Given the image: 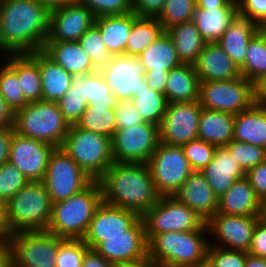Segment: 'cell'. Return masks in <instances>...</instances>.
Returning a JSON list of instances; mask_svg holds the SVG:
<instances>
[{
	"label": "cell",
	"instance_id": "14",
	"mask_svg": "<svg viewBox=\"0 0 266 267\" xmlns=\"http://www.w3.org/2000/svg\"><path fill=\"white\" fill-rule=\"evenodd\" d=\"M201 110L199 100L168 103L159 126L160 142L170 146H182L198 139Z\"/></svg>",
	"mask_w": 266,
	"mask_h": 267
},
{
	"label": "cell",
	"instance_id": "48",
	"mask_svg": "<svg viewBox=\"0 0 266 267\" xmlns=\"http://www.w3.org/2000/svg\"><path fill=\"white\" fill-rule=\"evenodd\" d=\"M193 171L203 170L213 159L217 146L200 139L181 146Z\"/></svg>",
	"mask_w": 266,
	"mask_h": 267
},
{
	"label": "cell",
	"instance_id": "15",
	"mask_svg": "<svg viewBox=\"0 0 266 267\" xmlns=\"http://www.w3.org/2000/svg\"><path fill=\"white\" fill-rule=\"evenodd\" d=\"M261 216H235L216 212L207 222L209 245L248 252ZM216 241H215V240ZM214 240V243H211Z\"/></svg>",
	"mask_w": 266,
	"mask_h": 267
},
{
	"label": "cell",
	"instance_id": "23",
	"mask_svg": "<svg viewBox=\"0 0 266 267\" xmlns=\"http://www.w3.org/2000/svg\"><path fill=\"white\" fill-rule=\"evenodd\" d=\"M201 172L218 198L224 195L236 180L246 176V172L224 146L216 148L213 159Z\"/></svg>",
	"mask_w": 266,
	"mask_h": 267
},
{
	"label": "cell",
	"instance_id": "60",
	"mask_svg": "<svg viewBox=\"0 0 266 267\" xmlns=\"http://www.w3.org/2000/svg\"><path fill=\"white\" fill-rule=\"evenodd\" d=\"M0 267H13L12 250L8 237L0 238Z\"/></svg>",
	"mask_w": 266,
	"mask_h": 267
},
{
	"label": "cell",
	"instance_id": "30",
	"mask_svg": "<svg viewBox=\"0 0 266 267\" xmlns=\"http://www.w3.org/2000/svg\"><path fill=\"white\" fill-rule=\"evenodd\" d=\"M200 80L194 65L181 64L169 71L165 97L168 103L199 100Z\"/></svg>",
	"mask_w": 266,
	"mask_h": 267
},
{
	"label": "cell",
	"instance_id": "25",
	"mask_svg": "<svg viewBox=\"0 0 266 267\" xmlns=\"http://www.w3.org/2000/svg\"><path fill=\"white\" fill-rule=\"evenodd\" d=\"M39 67L42 100L58 102L68 91L72 75L50 59L42 50L28 54Z\"/></svg>",
	"mask_w": 266,
	"mask_h": 267
},
{
	"label": "cell",
	"instance_id": "18",
	"mask_svg": "<svg viewBox=\"0 0 266 267\" xmlns=\"http://www.w3.org/2000/svg\"><path fill=\"white\" fill-rule=\"evenodd\" d=\"M55 147L14 132L10 145L9 162L14 164L29 181H42Z\"/></svg>",
	"mask_w": 266,
	"mask_h": 267
},
{
	"label": "cell",
	"instance_id": "49",
	"mask_svg": "<svg viewBox=\"0 0 266 267\" xmlns=\"http://www.w3.org/2000/svg\"><path fill=\"white\" fill-rule=\"evenodd\" d=\"M86 6L95 18L102 16L124 15L133 12L131 0H77Z\"/></svg>",
	"mask_w": 266,
	"mask_h": 267
},
{
	"label": "cell",
	"instance_id": "17",
	"mask_svg": "<svg viewBox=\"0 0 266 267\" xmlns=\"http://www.w3.org/2000/svg\"><path fill=\"white\" fill-rule=\"evenodd\" d=\"M94 22L92 12L78 1L52 8L46 41H78Z\"/></svg>",
	"mask_w": 266,
	"mask_h": 267
},
{
	"label": "cell",
	"instance_id": "61",
	"mask_svg": "<svg viewBox=\"0 0 266 267\" xmlns=\"http://www.w3.org/2000/svg\"><path fill=\"white\" fill-rule=\"evenodd\" d=\"M255 103L266 106V76L255 84Z\"/></svg>",
	"mask_w": 266,
	"mask_h": 267
},
{
	"label": "cell",
	"instance_id": "34",
	"mask_svg": "<svg viewBox=\"0 0 266 267\" xmlns=\"http://www.w3.org/2000/svg\"><path fill=\"white\" fill-rule=\"evenodd\" d=\"M173 41L177 56L183 64L194 65L206 41L193 20L172 26L166 30Z\"/></svg>",
	"mask_w": 266,
	"mask_h": 267
},
{
	"label": "cell",
	"instance_id": "33",
	"mask_svg": "<svg viewBox=\"0 0 266 267\" xmlns=\"http://www.w3.org/2000/svg\"><path fill=\"white\" fill-rule=\"evenodd\" d=\"M4 57L2 61L16 72L25 99L29 103L41 101L42 82L38 64L28 54H6Z\"/></svg>",
	"mask_w": 266,
	"mask_h": 267
},
{
	"label": "cell",
	"instance_id": "41",
	"mask_svg": "<svg viewBox=\"0 0 266 267\" xmlns=\"http://www.w3.org/2000/svg\"><path fill=\"white\" fill-rule=\"evenodd\" d=\"M76 126L112 139L116 132L115 110L105 108L94 109L88 105Z\"/></svg>",
	"mask_w": 266,
	"mask_h": 267
},
{
	"label": "cell",
	"instance_id": "12",
	"mask_svg": "<svg viewBox=\"0 0 266 267\" xmlns=\"http://www.w3.org/2000/svg\"><path fill=\"white\" fill-rule=\"evenodd\" d=\"M147 164L160 196H173L193 172L181 146H170L162 142Z\"/></svg>",
	"mask_w": 266,
	"mask_h": 267
},
{
	"label": "cell",
	"instance_id": "20",
	"mask_svg": "<svg viewBox=\"0 0 266 267\" xmlns=\"http://www.w3.org/2000/svg\"><path fill=\"white\" fill-rule=\"evenodd\" d=\"M118 101L131 100L143 85L144 67L138 57L114 55L113 61L101 71Z\"/></svg>",
	"mask_w": 266,
	"mask_h": 267
},
{
	"label": "cell",
	"instance_id": "13",
	"mask_svg": "<svg viewBox=\"0 0 266 267\" xmlns=\"http://www.w3.org/2000/svg\"><path fill=\"white\" fill-rule=\"evenodd\" d=\"M159 143V126L149 122L116 130L111 139L114 162L147 163Z\"/></svg>",
	"mask_w": 266,
	"mask_h": 267
},
{
	"label": "cell",
	"instance_id": "27",
	"mask_svg": "<svg viewBox=\"0 0 266 267\" xmlns=\"http://www.w3.org/2000/svg\"><path fill=\"white\" fill-rule=\"evenodd\" d=\"M260 29L250 19L238 15L217 41L239 69L244 65L250 39Z\"/></svg>",
	"mask_w": 266,
	"mask_h": 267
},
{
	"label": "cell",
	"instance_id": "8",
	"mask_svg": "<svg viewBox=\"0 0 266 267\" xmlns=\"http://www.w3.org/2000/svg\"><path fill=\"white\" fill-rule=\"evenodd\" d=\"M42 181L51 202L56 203L80 193L94 179L81 169L63 149L55 148L50 154Z\"/></svg>",
	"mask_w": 266,
	"mask_h": 267
},
{
	"label": "cell",
	"instance_id": "68",
	"mask_svg": "<svg viewBox=\"0 0 266 267\" xmlns=\"http://www.w3.org/2000/svg\"><path fill=\"white\" fill-rule=\"evenodd\" d=\"M192 267H214L212 262L206 257L204 260L198 262L196 265Z\"/></svg>",
	"mask_w": 266,
	"mask_h": 267
},
{
	"label": "cell",
	"instance_id": "28",
	"mask_svg": "<svg viewBox=\"0 0 266 267\" xmlns=\"http://www.w3.org/2000/svg\"><path fill=\"white\" fill-rule=\"evenodd\" d=\"M233 140L266 150V106L254 103L249 109L235 114Z\"/></svg>",
	"mask_w": 266,
	"mask_h": 267
},
{
	"label": "cell",
	"instance_id": "58",
	"mask_svg": "<svg viewBox=\"0 0 266 267\" xmlns=\"http://www.w3.org/2000/svg\"><path fill=\"white\" fill-rule=\"evenodd\" d=\"M82 267H113V264L103 258L95 249H88L82 261Z\"/></svg>",
	"mask_w": 266,
	"mask_h": 267
},
{
	"label": "cell",
	"instance_id": "56",
	"mask_svg": "<svg viewBox=\"0 0 266 267\" xmlns=\"http://www.w3.org/2000/svg\"><path fill=\"white\" fill-rule=\"evenodd\" d=\"M169 71H145L148 87L165 96V86Z\"/></svg>",
	"mask_w": 266,
	"mask_h": 267
},
{
	"label": "cell",
	"instance_id": "4",
	"mask_svg": "<svg viewBox=\"0 0 266 267\" xmlns=\"http://www.w3.org/2000/svg\"><path fill=\"white\" fill-rule=\"evenodd\" d=\"M52 202L43 181H29L4 204L8 235L21 231L47 230Z\"/></svg>",
	"mask_w": 266,
	"mask_h": 267
},
{
	"label": "cell",
	"instance_id": "67",
	"mask_svg": "<svg viewBox=\"0 0 266 267\" xmlns=\"http://www.w3.org/2000/svg\"><path fill=\"white\" fill-rule=\"evenodd\" d=\"M225 1L227 5H230L239 11L245 4L246 0H225Z\"/></svg>",
	"mask_w": 266,
	"mask_h": 267
},
{
	"label": "cell",
	"instance_id": "32",
	"mask_svg": "<svg viewBox=\"0 0 266 267\" xmlns=\"http://www.w3.org/2000/svg\"><path fill=\"white\" fill-rule=\"evenodd\" d=\"M137 18L134 12L95 18L94 24L100 30L107 51L113 55L125 54L132 24Z\"/></svg>",
	"mask_w": 266,
	"mask_h": 267
},
{
	"label": "cell",
	"instance_id": "22",
	"mask_svg": "<svg viewBox=\"0 0 266 267\" xmlns=\"http://www.w3.org/2000/svg\"><path fill=\"white\" fill-rule=\"evenodd\" d=\"M194 67L200 82L224 81L242 76L240 69L218 42H206Z\"/></svg>",
	"mask_w": 266,
	"mask_h": 267
},
{
	"label": "cell",
	"instance_id": "59",
	"mask_svg": "<svg viewBox=\"0 0 266 267\" xmlns=\"http://www.w3.org/2000/svg\"><path fill=\"white\" fill-rule=\"evenodd\" d=\"M14 112L0 95V127H13Z\"/></svg>",
	"mask_w": 266,
	"mask_h": 267
},
{
	"label": "cell",
	"instance_id": "16",
	"mask_svg": "<svg viewBox=\"0 0 266 267\" xmlns=\"http://www.w3.org/2000/svg\"><path fill=\"white\" fill-rule=\"evenodd\" d=\"M95 250L112 264L134 262L148 257L145 224L140 217L123 235L106 236Z\"/></svg>",
	"mask_w": 266,
	"mask_h": 267
},
{
	"label": "cell",
	"instance_id": "2",
	"mask_svg": "<svg viewBox=\"0 0 266 267\" xmlns=\"http://www.w3.org/2000/svg\"><path fill=\"white\" fill-rule=\"evenodd\" d=\"M103 201L142 217L161 197L147 163L114 162L98 179Z\"/></svg>",
	"mask_w": 266,
	"mask_h": 267
},
{
	"label": "cell",
	"instance_id": "53",
	"mask_svg": "<svg viewBox=\"0 0 266 267\" xmlns=\"http://www.w3.org/2000/svg\"><path fill=\"white\" fill-rule=\"evenodd\" d=\"M245 177L263 203L266 200V160L249 169Z\"/></svg>",
	"mask_w": 266,
	"mask_h": 267
},
{
	"label": "cell",
	"instance_id": "7",
	"mask_svg": "<svg viewBox=\"0 0 266 267\" xmlns=\"http://www.w3.org/2000/svg\"><path fill=\"white\" fill-rule=\"evenodd\" d=\"M60 148L94 180H98L114 163L111 139L76 125L70 126Z\"/></svg>",
	"mask_w": 266,
	"mask_h": 267
},
{
	"label": "cell",
	"instance_id": "65",
	"mask_svg": "<svg viewBox=\"0 0 266 267\" xmlns=\"http://www.w3.org/2000/svg\"><path fill=\"white\" fill-rule=\"evenodd\" d=\"M36 1L40 2L41 4H44L49 9H52L61 5L76 2L77 0H36Z\"/></svg>",
	"mask_w": 266,
	"mask_h": 267
},
{
	"label": "cell",
	"instance_id": "3",
	"mask_svg": "<svg viewBox=\"0 0 266 267\" xmlns=\"http://www.w3.org/2000/svg\"><path fill=\"white\" fill-rule=\"evenodd\" d=\"M208 227L199 230L164 232L148 242V257L160 266L192 267L207 257Z\"/></svg>",
	"mask_w": 266,
	"mask_h": 267
},
{
	"label": "cell",
	"instance_id": "47",
	"mask_svg": "<svg viewBox=\"0 0 266 267\" xmlns=\"http://www.w3.org/2000/svg\"><path fill=\"white\" fill-rule=\"evenodd\" d=\"M88 245L82 239H62L55 259L56 267H82Z\"/></svg>",
	"mask_w": 266,
	"mask_h": 267
},
{
	"label": "cell",
	"instance_id": "69",
	"mask_svg": "<svg viewBox=\"0 0 266 267\" xmlns=\"http://www.w3.org/2000/svg\"><path fill=\"white\" fill-rule=\"evenodd\" d=\"M261 217L266 220V200L262 203V214Z\"/></svg>",
	"mask_w": 266,
	"mask_h": 267
},
{
	"label": "cell",
	"instance_id": "62",
	"mask_svg": "<svg viewBox=\"0 0 266 267\" xmlns=\"http://www.w3.org/2000/svg\"><path fill=\"white\" fill-rule=\"evenodd\" d=\"M157 266L158 264L149 257L134 262L113 264V267H157Z\"/></svg>",
	"mask_w": 266,
	"mask_h": 267
},
{
	"label": "cell",
	"instance_id": "31",
	"mask_svg": "<svg viewBox=\"0 0 266 267\" xmlns=\"http://www.w3.org/2000/svg\"><path fill=\"white\" fill-rule=\"evenodd\" d=\"M238 15L234 7H196L193 21L206 42H217Z\"/></svg>",
	"mask_w": 266,
	"mask_h": 267
},
{
	"label": "cell",
	"instance_id": "52",
	"mask_svg": "<svg viewBox=\"0 0 266 267\" xmlns=\"http://www.w3.org/2000/svg\"><path fill=\"white\" fill-rule=\"evenodd\" d=\"M239 16L250 19L260 28H266V0H246Z\"/></svg>",
	"mask_w": 266,
	"mask_h": 267
},
{
	"label": "cell",
	"instance_id": "44",
	"mask_svg": "<svg viewBox=\"0 0 266 267\" xmlns=\"http://www.w3.org/2000/svg\"><path fill=\"white\" fill-rule=\"evenodd\" d=\"M196 0H166L157 17L165 31L172 26L193 20Z\"/></svg>",
	"mask_w": 266,
	"mask_h": 267
},
{
	"label": "cell",
	"instance_id": "45",
	"mask_svg": "<svg viewBox=\"0 0 266 267\" xmlns=\"http://www.w3.org/2000/svg\"><path fill=\"white\" fill-rule=\"evenodd\" d=\"M224 147L245 172L266 160V150L259 146L232 140Z\"/></svg>",
	"mask_w": 266,
	"mask_h": 267
},
{
	"label": "cell",
	"instance_id": "64",
	"mask_svg": "<svg viewBox=\"0 0 266 267\" xmlns=\"http://www.w3.org/2000/svg\"><path fill=\"white\" fill-rule=\"evenodd\" d=\"M196 7H232L225 0H196Z\"/></svg>",
	"mask_w": 266,
	"mask_h": 267
},
{
	"label": "cell",
	"instance_id": "24",
	"mask_svg": "<svg viewBox=\"0 0 266 267\" xmlns=\"http://www.w3.org/2000/svg\"><path fill=\"white\" fill-rule=\"evenodd\" d=\"M218 213L261 216L262 202L246 177L236 180L226 193L218 198Z\"/></svg>",
	"mask_w": 266,
	"mask_h": 267
},
{
	"label": "cell",
	"instance_id": "40",
	"mask_svg": "<svg viewBox=\"0 0 266 267\" xmlns=\"http://www.w3.org/2000/svg\"><path fill=\"white\" fill-rule=\"evenodd\" d=\"M83 83L84 74L72 75L70 88L57 102L61 113L64 115V118L70 126L77 124L88 106V103L82 96L81 92V86Z\"/></svg>",
	"mask_w": 266,
	"mask_h": 267
},
{
	"label": "cell",
	"instance_id": "54",
	"mask_svg": "<svg viewBox=\"0 0 266 267\" xmlns=\"http://www.w3.org/2000/svg\"><path fill=\"white\" fill-rule=\"evenodd\" d=\"M166 0H131L132 11L138 17L157 18Z\"/></svg>",
	"mask_w": 266,
	"mask_h": 267
},
{
	"label": "cell",
	"instance_id": "37",
	"mask_svg": "<svg viewBox=\"0 0 266 267\" xmlns=\"http://www.w3.org/2000/svg\"><path fill=\"white\" fill-rule=\"evenodd\" d=\"M131 101L145 122L160 126L168 102L163 94L148 87L145 77H143V85L137 90Z\"/></svg>",
	"mask_w": 266,
	"mask_h": 267
},
{
	"label": "cell",
	"instance_id": "1",
	"mask_svg": "<svg viewBox=\"0 0 266 267\" xmlns=\"http://www.w3.org/2000/svg\"><path fill=\"white\" fill-rule=\"evenodd\" d=\"M50 9L36 0H0V55L43 49Z\"/></svg>",
	"mask_w": 266,
	"mask_h": 267
},
{
	"label": "cell",
	"instance_id": "57",
	"mask_svg": "<svg viewBox=\"0 0 266 267\" xmlns=\"http://www.w3.org/2000/svg\"><path fill=\"white\" fill-rule=\"evenodd\" d=\"M13 133V127H0V166L9 161Z\"/></svg>",
	"mask_w": 266,
	"mask_h": 267
},
{
	"label": "cell",
	"instance_id": "5",
	"mask_svg": "<svg viewBox=\"0 0 266 267\" xmlns=\"http://www.w3.org/2000/svg\"><path fill=\"white\" fill-rule=\"evenodd\" d=\"M98 180L66 200L52 203V215L47 231L64 239H83L96 209L102 203Z\"/></svg>",
	"mask_w": 266,
	"mask_h": 267
},
{
	"label": "cell",
	"instance_id": "51",
	"mask_svg": "<svg viewBox=\"0 0 266 267\" xmlns=\"http://www.w3.org/2000/svg\"><path fill=\"white\" fill-rule=\"evenodd\" d=\"M116 115V130L130 128L145 123L131 100L118 101L114 108Z\"/></svg>",
	"mask_w": 266,
	"mask_h": 267
},
{
	"label": "cell",
	"instance_id": "50",
	"mask_svg": "<svg viewBox=\"0 0 266 267\" xmlns=\"http://www.w3.org/2000/svg\"><path fill=\"white\" fill-rule=\"evenodd\" d=\"M248 252L209 245L207 258L214 267H244Z\"/></svg>",
	"mask_w": 266,
	"mask_h": 267
},
{
	"label": "cell",
	"instance_id": "29",
	"mask_svg": "<svg viewBox=\"0 0 266 267\" xmlns=\"http://www.w3.org/2000/svg\"><path fill=\"white\" fill-rule=\"evenodd\" d=\"M235 114L202 108L198 139L217 147L226 146L233 140Z\"/></svg>",
	"mask_w": 266,
	"mask_h": 267
},
{
	"label": "cell",
	"instance_id": "42",
	"mask_svg": "<svg viewBox=\"0 0 266 267\" xmlns=\"http://www.w3.org/2000/svg\"><path fill=\"white\" fill-rule=\"evenodd\" d=\"M84 52L90 57L93 68L102 71L114 58V55L107 51L99 28L93 24L77 41Z\"/></svg>",
	"mask_w": 266,
	"mask_h": 267
},
{
	"label": "cell",
	"instance_id": "66",
	"mask_svg": "<svg viewBox=\"0 0 266 267\" xmlns=\"http://www.w3.org/2000/svg\"><path fill=\"white\" fill-rule=\"evenodd\" d=\"M8 237L4 222V205L0 202V238Z\"/></svg>",
	"mask_w": 266,
	"mask_h": 267
},
{
	"label": "cell",
	"instance_id": "26",
	"mask_svg": "<svg viewBox=\"0 0 266 267\" xmlns=\"http://www.w3.org/2000/svg\"><path fill=\"white\" fill-rule=\"evenodd\" d=\"M42 51L71 75L96 71L90 57L77 41H45Z\"/></svg>",
	"mask_w": 266,
	"mask_h": 267
},
{
	"label": "cell",
	"instance_id": "39",
	"mask_svg": "<svg viewBox=\"0 0 266 267\" xmlns=\"http://www.w3.org/2000/svg\"><path fill=\"white\" fill-rule=\"evenodd\" d=\"M81 92L88 105L94 109H114L118 102L101 71L84 74Z\"/></svg>",
	"mask_w": 266,
	"mask_h": 267
},
{
	"label": "cell",
	"instance_id": "10",
	"mask_svg": "<svg viewBox=\"0 0 266 267\" xmlns=\"http://www.w3.org/2000/svg\"><path fill=\"white\" fill-rule=\"evenodd\" d=\"M63 238L47 231H21L8 235L13 267H56Z\"/></svg>",
	"mask_w": 266,
	"mask_h": 267
},
{
	"label": "cell",
	"instance_id": "35",
	"mask_svg": "<svg viewBox=\"0 0 266 267\" xmlns=\"http://www.w3.org/2000/svg\"><path fill=\"white\" fill-rule=\"evenodd\" d=\"M137 57L145 71H170L182 64L166 31Z\"/></svg>",
	"mask_w": 266,
	"mask_h": 267
},
{
	"label": "cell",
	"instance_id": "21",
	"mask_svg": "<svg viewBox=\"0 0 266 267\" xmlns=\"http://www.w3.org/2000/svg\"><path fill=\"white\" fill-rule=\"evenodd\" d=\"M206 222L218 212V197L201 171H193L173 194Z\"/></svg>",
	"mask_w": 266,
	"mask_h": 267
},
{
	"label": "cell",
	"instance_id": "6",
	"mask_svg": "<svg viewBox=\"0 0 266 267\" xmlns=\"http://www.w3.org/2000/svg\"><path fill=\"white\" fill-rule=\"evenodd\" d=\"M13 128L14 132L21 136L60 148L70 125L61 113L57 102L41 100L28 103L15 111Z\"/></svg>",
	"mask_w": 266,
	"mask_h": 267
},
{
	"label": "cell",
	"instance_id": "11",
	"mask_svg": "<svg viewBox=\"0 0 266 267\" xmlns=\"http://www.w3.org/2000/svg\"><path fill=\"white\" fill-rule=\"evenodd\" d=\"M199 102L205 109L238 114L255 103V85L243 76L200 82Z\"/></svg>",
	"mask_w": 266,
	"mask_h": 267
},
{
	"label": "cell",
	"instance_id": "19",
	"mask_svg": "<svg viewBox=\"0 0 266 267\" xmlns=\"http://www.w3.org/2000/svg\"><path fill=\"white\" fill-rule=\"evenodd\" d=\"M139 218L135 212L102 201L82 240L90 249H95L104 237L123 235Z\"/></svg>",
	"mask_w": 266,
	"mask_h": 267
},
{
	"label": "cell",
	"instance_id": "46",
	"mask_svg": "<svg viewBox=\"0 0 266 267\" xmlns=\"http://www.w3.org/2000/svg\"><path fill=\"white\" fill-rule=\"evenodd\" d=\"M29 180L11 162L0 166V202L4 205L17 194Z\"/></svg>",
	"mask_w": 266,
	"mask_h": 267
},
{
	"label": "cell",
	"instance_id": "55",
	"mask_svg": "<svg viewBox=\"0 0 266 267\" xmlns=\"http://www.w3.org/2000/svg\"><path fill=\"white\" fill-rule=\"evenodd\" d=\"M248 254L266 258V220L262 217L255 226Z\"/></svg>",
	"mask_w": 266,
	"mask_h": 267
},
{
	"label": "cell",
	"instance_id": "38",
	"mask_svg": "<svg viewBox=\"0 0 266 267\" xmlns=\"http://www.w3.org/2000/svg\"><path fill=\"white\" fill-rule=\"evenodd\" d=\"M240 72L254 85L266 76V28H261L250 39L245 62Z\"/></svg>",
	"mask_w": 266,
	"mask_h": 267
},
{
	"label": "cell",
	"instance_id": "36",
	"mask_svg": "<svg viewBox=\"0 0 266 267\" xmlns=\"http://www.w3.org/2000/svg\"><path fill=\"white\" fill-rule=\"evenodd\" d=\"M164 32L165 29L157 18L138 17L132 24L125 54L137 57Z\"/></svg>",
	"mask_w": 266,
	"mask_h": 267
},
{
	"label": "cell",
	"instance_id": "9",
	"mask_svg": "<svg viewBox=\"0 0 266 267\" xmlns=\"http://www.w3.org/2000/svg\"><path fill=\"white\" fill-rule=\"evenodd\" d=\"M149 242L156 234L199 230L206 221L173 196H161L142 216Z\"/></svg>",
	"mask_w": 266,
	"mask_h": 267
},
{
	"label": "cell",
	"instance_id": "43",
	"mask_svg": "<svg viewBox=\"0 0 266 267\" xmlns=\"http://www.w3.org/2000/svg\"><path fill=\"white\" fill-rule=\"evenodd\" d=\"M0 95L13 112L29 103L21 90L16 72L5 61L0 65Z\"/></svg>",
	"mask_w": 266,
	"mask_h": 267
},
{
	"label": "cell",
	"instance_id": "63",
	"mask_svg": "<svg viewBox=\"0 0 266 267\" xmlns=\"http://www.w3.org/2000/svg\"><path fill=\"white\" fill-rule=\"evenodd\" d=\"M244 267H266V258L248 254Z\"/></svg>",
	"mask_w": 266,
	"mask_h": 267
}]
</instances>
